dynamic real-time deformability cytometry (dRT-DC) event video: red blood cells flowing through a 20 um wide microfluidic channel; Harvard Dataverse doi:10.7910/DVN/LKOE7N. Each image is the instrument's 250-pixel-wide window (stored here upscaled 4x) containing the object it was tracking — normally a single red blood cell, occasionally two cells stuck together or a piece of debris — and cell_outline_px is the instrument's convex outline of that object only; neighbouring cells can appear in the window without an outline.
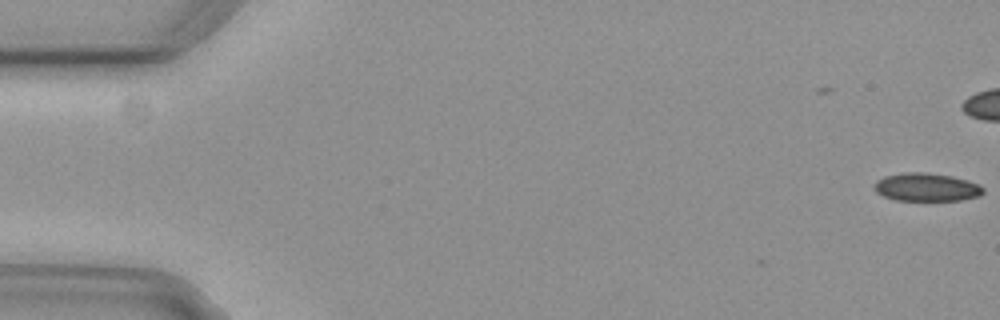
{"species": "common noctule bat (a hibernating species)", "species_latin": "Nyctalus noctula", "temperature_condition": "cold", "stored_images_in_passage": 3, "camera_frame_rate_fps": 3000, "um_per_image_px": 0.085, "animal": {"sex": "female", "body_mass_g": 29.2, "forearm_length_mm": 56.3}, "frame": {"image": 1, "passage_image": 1, "time_ms": 0.0, "image_size_px": [1000, 320], "cell_outline_px": [[984, 192], [980, 196], [960, 200], [896, 200], [884, 196], [876, 192], [876, 180], [884, 176], [904, 172], [924, 172], [952, 176], [968, 180], [984, 188]], "centroid_in_image_um": [78.76, 15.9], "position_along_channel_um": 6.2, "area_um2": 17.74}}